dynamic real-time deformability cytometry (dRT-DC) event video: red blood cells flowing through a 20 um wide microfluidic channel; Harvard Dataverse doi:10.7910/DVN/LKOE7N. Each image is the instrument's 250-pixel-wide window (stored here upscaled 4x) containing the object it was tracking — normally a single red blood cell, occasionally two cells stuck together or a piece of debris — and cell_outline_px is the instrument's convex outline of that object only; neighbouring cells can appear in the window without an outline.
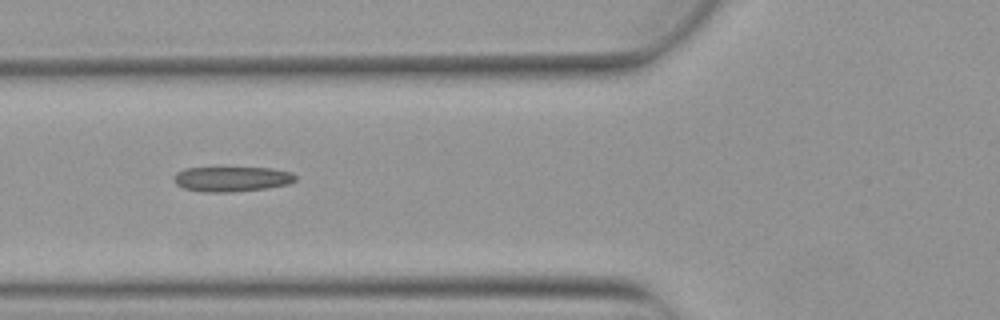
{"species": "Egyptian fruit bat (a non-hibernating species)", "species_latin": "Rousettus aegyptiacus", "temperature_condition": "warm", "stored_images_in_passage": 5, "camera_frame_rate_fps": 3000, "um_per_image_px": 0.085, "animal": {"sex": "female"}, "frame": {"image": 1, "passage_image": 3, "time_ms": 0.667, "image_size_px": [1000, 320], "cell_outline_px": [[296, 180], [288, 184], [268, 188], [232, 192], [204, 192], [184, 188], [176, 184], [172, 180], [172, 176], [176, 172], [184, 168], [272, 168], [292, 172], [296, 176]], "centroid_in_image_um": [19.68, 15.21], "position_along_channel_um": 106.1, "area_um2": 17.86}}
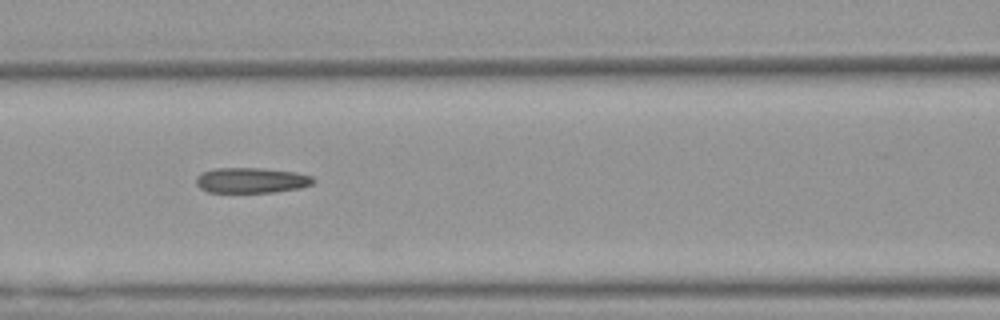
{"frame": {"image": 2, "passage_image": 4, "time_ms": 1.0, "image_size_px": [1000, 320], "cell_outline_px": [[316, 180], [312, 184], [300, 188], [276, 192], [208, 192], [200, 188], [196, 184], [196, 176], [200, 172], [216, 168], [264, 168], [296, 172], [312, 176]], "centroid_in_image_um": [21.36, 15.32], "position_along_channel_um": 145.2, "area_um2": 17.51}}
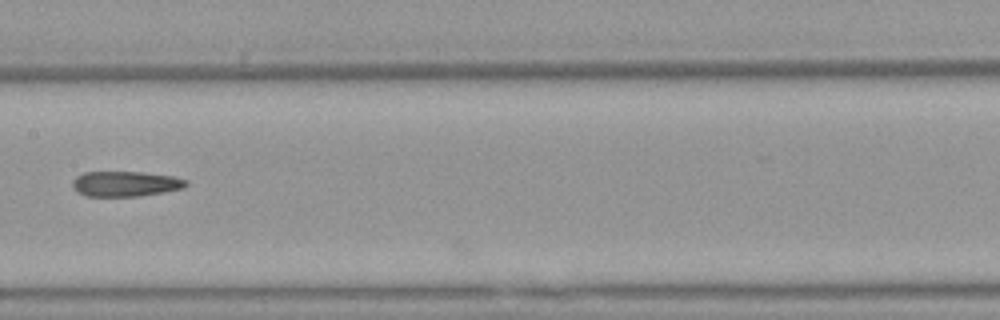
{"frame": {"image": 3, "passage_image": 5, "time_ms": 1.333, "image_size_px": [1000, 320], "cell_outline_px": [[188, 184], [184, 188], [164, 192], [140, 196], [84, 196], [76, 192], [72, 188], [72, 180], [76, 176], [84, 172], [140, 172], [176, 176], [188, 180]], "centroid_in_image_um": [10.66, 15.62], "position_along_channel_um": 196.7, "area_um2": 16.99}}